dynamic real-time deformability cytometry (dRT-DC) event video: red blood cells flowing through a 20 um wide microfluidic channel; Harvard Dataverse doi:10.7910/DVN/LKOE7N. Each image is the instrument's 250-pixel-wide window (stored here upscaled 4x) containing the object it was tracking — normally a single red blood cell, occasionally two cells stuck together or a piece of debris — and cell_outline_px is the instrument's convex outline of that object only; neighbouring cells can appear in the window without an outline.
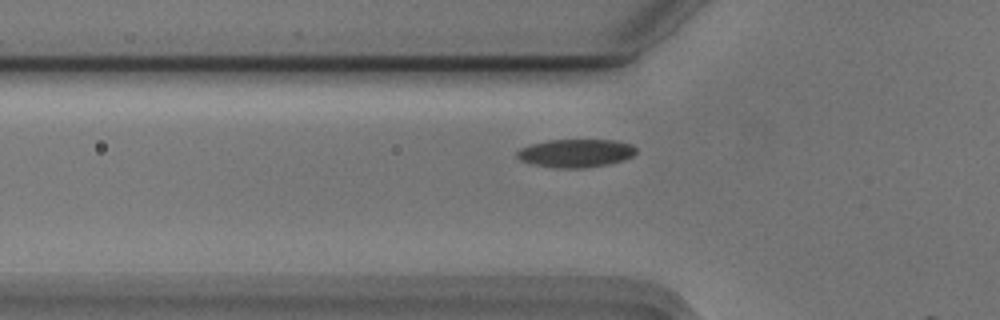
{"species": "Egyptian fruit bat (a non-hibernating species)", "species_latin": "Rousettus aegyptiacus", "temperature_condition": "cold", "stored_images_in_passage": 10, "camera_frame_rate_fps": 3000, "um_per_image_px": 0.085, "animal": {"sex": "male"}, "frame": {"image": 1, "passage_image": 8, "time_ms": 2.333, "image_size_px": [1000, 320], "cell_outline_px": [[636, 152], [632, 156], [608, 164], [580, 168], [556, 168], [536, 164], [520, 160], [516, 156], [516, 152], [520, 148], [532, 144], [548, 140], [616, 140], [632, 144], [636, 148]], "centroid_in_image_um": [48.93, 13.01], "position_along_channel_um": 76.9, "area_um2": 19.36}}